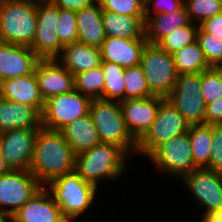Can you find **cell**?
Here are the masks:
<instances>
[{
    "mask_svg": "<svg viewBox=\"0 0 222 222\" xmlns=\"http://www.w3.org/2000/svg\"><path fill=\"white\" fill-rule=\"evenodd\" d=\"M75 161L76 155L61 131L38 130L29 171L42 186L75 171Z\"/></svg>",
    "mask_w": 222,
    "mask_h": 222,
    "instance_id": "6da1fadb",
    "label": "cell"
},
{
    "mask_svg": "<svg viewBox=\"0 0 222 222\" xmlns=\"http://www.w3.org/2000/svg\"><path fill=\"white\" fill-rule=\"evenodd\" d=\"M129 154L120 146L101 142L76 155L75 172L98 190L102 180H118L127 169Z\"/></svg>",
    "mask_w": 222,
    "mask_h": 222,
    "instance_id": "7a4b0ae2",
    "label": "cell"
},
{
    "mask_svg": "<svg viewBox=\"0 0 222 222\" xmlns=\"http://www.w3.org/2000/svg\"><path fill=\"white\" fill-rule=\"evenodd\" d=\"M45 187L68 222H77L76 218L90 210L98 198L96 197L98 189L84 181L75 171L55 178Z\"/></svg>",
    "mask_w": 222,
    "mask_h": 222,
    "instance_id": "3957f363",
    "label": "cell"
},
{
    "mask_svg": "<svg viewBox=\"0 0 222 222\" xmlns=\"http://www.w3.org/2000/svg\"><path fill=\"white\" fill-rule=\"evenodd\" d=\"M37 26V0H0V41L30 46Z\"/></svg>",
    "mask_w": 222,
    "mask_h": 222,
    "instance_id": "277c9868",
    "label": "cell"
},
{
    "mask_svg": "<svg viewBox=\"0 0 222 222\" xmlns=\"http://www.w3.org/2000/svg\"><path fill=\"white\" fill-rule=\"evenodd\" d=\"M89 114L101 142L116 144L131 156L136 154L137 141L126 127L119 101L92 99Z\"/></svg>",
    "mask_w": 222,
    "mask_h": 222,
    "instance_id": "5b68a950",
    "label": "cell"
},
{
    "mask_svg": "<svg viewBox=\"0 0 222 222\" xmlns=\"http://www.w3.org/2000/svg\"><path fill=\"white\" fill-rule=\"evenodd\" d=\"M140 65L150 93L166 99L171 94L178 77L173 55L157 45L147 44L143 49Z\"/></svg>",
    "mask_w": 222,
    "mask_h": 222,
    "instance_id": "8992f818",
    "label": "cell"
},
{
    "mask_svg": "<svg viewBox=\"0 0 222 222\" xmlns=\"http://www.w3.org/2000/svg\"><path fill=\"white\" fill-rule=\"evenodd\" d=\"M162 171L181 180L197 167L194 165L188 131L158 145L147 157Z\"/></svg>",
    "mask_w": 222,
    "mask_h": 222,
    "instance_id": "52a82bcc",
    "label": "cell"
},
{
    "mask_svg": "<svg viewBox=\"0 0 222 222\" xmlns=\"http://www.w3.org/2000/svg\"><path fill=\"white\" fill-rule=\"evenodd\" d=\"M189 124L180 112L165 99L147 132L137 141L136 155L145 158L160 144L187 132Z\"/></svg>",
    "mask_w": 222,
    "mask_h": 222,
    "instance_id": "ba28073f",
    "label": "cell"
},
{
    "mask_svg": "<svg viewBox=\"0 0 222 222\" xmlns=\"http://www.w3.org/2000/svg\"><path fill=\"white\" fill-rule=\"evenodd\" d=\"M166 99L189 125L205 123L206 104L201 87V73L179 74Z\"/></svg>",
    "mask_w": 222,
    "mask_h": 222,
    "instance_id": "9c48e42d",
    "label": "cell"
},
{
    "mask_svg": "<svg viewBox=\"0 0 222 222\" xmlns=\"http://www.w3.org/2000/svg\"><path fill=\"white\" fill-rule=\"evenodd\" d=\"M91 100L75 89L47 99L42 111V127L60 131L68 123L88 115Z\"/></svg>",
    "mask_w": 222,
    "mask_h": 222,
    "instance_id": "30bf717a",
    "label": "cell"
},
{
    "mask_svg": "<svg viewBox=\"0 0 222 222\" xmlns=\"http://www.w3.org/2000/svg\"><path fill=\"white\" fill-rule=\"evenodd\" d=\"M181 182L203 209L201 219L222 212V173L197 168L185 175Z\"/></svg>",
    "mask_w": 222,
    "mask_h": 222,
    "instance_id": "8fae6325",
    "label": "cell"
},
{
    "mask_svg": "<svg viewBox=\"0 0 222 222\" xmlns=\"http://www.w3.org/2000/svg\"><path fill=\"white\" fill-rule=\"evenodd\" d=\"M59 7L49 0H37L36 33L30 49L40 59H56L64 47L57 35Z\"/></svg>",
    "mask_w": 222,
    "mask_h": 222,
    "instance_id": "7c38bea8",
    "label": "cell"
},
{
    "mask_svg": "<svg viewBox=\"0 0 222 222\" xmlns=\"http://www.w3.org/2000/svg\"><path fill=\"white\" fill-rule=\"evenodd\" d=\"M41 187L29 170L12 169L0 175V210L10 218Z\"/></svg>",
    "mask_w": 222,
    "mask_h": 222,
    "instance_id": "4fadbf2b",
    "label": "cell"
},
{
    "mask_svg": "<svg viewBox=\"0 0 222 222\" xmlns=\"http://www.w3.org/2000/svg\"><path fill=\"white\" fill-rule=\"evenodd\" d=\"M40 128L12 129L0 134V154L13 170H29Z\"/></svg>",
    "mask_w": 222,
    "mask_h": 222,
    "instance_id": "5bb4252c",
    "label": "cell"
},
{
    "mask_svg": "<svg viewBox=\"0 0 222 222\" xmlns=\"http://www.w3.org/2000/svg\"><path fill=\"white\" fill-rule=\"evenodd\" d=\"M164 100L165 98L159 96H151L120 101L126 127L136 141L150 128L156 118L159 106Z\"/></svg>",
    "mask_w": 222,
    "mask_h": 222,
    "instance_id": "9a60e30c",
    "label": "cell"
},
{
    "mask_svg": "<svg viewBox=\"0 0 222 222\" xmlns=\"http://www.w3.org/2000/svg\"><path fill=\"white\" fill-rule=\"evenodd\" d=\"M34 72L44 101L74 89V75L56 59H40Z\"/></svg>",
    "mask_w": 222,
    "mask_h": 222,
    "instance_id": "2e32d148",
    "label": "cell"
},
{
    "mask_svg": "<svg viewBox=\"0 0 222 222\" xmlns=\"http://www.w3.org/2000/svg\"><path fill=\"white\" fill-rule=\"evenodd\" d=\"M39 60L29 46L0 41V82L34 73Z\"/></svg>",
    "mask_w": 222,
    "mask_h": 222,
    "instance_id": "e0dca14e",
    "label": "cell"
},
{
    "mask_svg": "<svg viewBox=\"0 0 222 222\" xmlns=\"http://www.w3.org/2000/svg\"><path fill=\"white\" fill-rule=\"evenodd\" d=\"M10 218L14 222H68L45 186H42Z\"/></svg>",
    "mask_w": 222,
    "mask_h": 222,
    "instance_id": "ac0fdd59",
    "label": "cell"
},
{
    "mask_svg": "<svg viewBox=\"0 0 222 222\" xmlns=\"http://www.w3.org/2000/svg\"><path fill=\"white\" fill-rule=\"evenodd\" d=\"M147 40L106 37L99 47L101 61L114 62L124 68L140 65Z\"/></svg>",
    "mask_w": 222,
    "mask_h": 222,
    "instance_id": "d6986e66",
    "label": "cell"
},
{
    "mask_svg": "<svg viewBox=\"0 0 222 222\" xmlns=\"http://www.w3.org/2000/svg\"><path fill=\"white\" fill-rule=\"evenodd\" d=\"M41 127L42 114L35 107L0 99V134L16 128Z\"/></svg>",
    "mask_w": 222,
    "mask_h": 222,
    "instance_id": "ffe728a7",
    "label": "cell"
},
{
    "mask_svg": "<svg viewBox=\"0 0 222 222\" xmlns=\"http://www.w3.org/2000/svg\"><path fill=\"white\" fill-rule=\"evenodd\" d=\"M0 85L2 98L35 107L42 114L45 101L40 94L35 72L1 81Z\"/></svg>",
    "mask_w": 222,
    "mask_h": 222,
    "instance_id": "44dd1931",
    "label": "cell"
},
{
    "mask_svg": "<svg viewBox=\"0 0 222 222\" xmlns=\"http://www.w3.org/2000/svg\"><path fill=\"white\" fill-rule=\"evenodd\" d=\"M56 60L71 74L76 75L99 67L101 52L99 47L75 42L64 45Z\"/></svg>",
    "mask_w": 222,
    "mask_h": 222,
    "instance_id": "7402d4cb",
    "label": "cell"
},
{
    "mask_svg": "<svg viewBox=\"0 0 222 222\" xmlns=\"http://www.w3.org/2000/svg\"><path fill=\"white\" fill-rule=\"evenodd\" d=\"M99 2L76 11L77 42L100 47L106 39Z\"/></svg>",
    "mask_w": 222,
    "mask_h": 222,
    "instance_id": "603a6c76",
    "label": "cell"
},
{
    "mask_svg": "<svg viewBox=\"0 0 222 222\" xmlns=\"http://www.w3.org/2000/svg\"><path fill=\"white\" fill-rule=\"evenodd\" d=\"M102 21L106 37L146 40L145 16L121 15L103 10Z\"/></svg>",
    "mask_w": 222,
    "mask_h": 222,
    "instance_id": "cb8c5ba5",
    "label": "cell"
},
{
    "mask_svg": "<svg viewBox=\"0 0 222 222\" xmlns=\"http://www.w3.org/2000/svg\"><path fill=\"white\" fill-rule=\"evenodd\" d=\"M191 23L189 14L183 5L172 13H159L145 20V38L148 44L156 45L162 38L179 27Z\"/></svg>",
    "mask_w": 222,
    "mask_h": 222,
    "instance_id": "d4e9b609",
    "label": "cell"
},
{
    "mask_svg": "<svg viewBox=\"0 0 222 222\" xmlns=\"http://www.w3.org/2000/svg\"><path fill=\"white\" fill-rule=\"evenodd\" d=\"M60 131L75 155L86 152L101 143L90 114L68 123Z\"/></svg>",
    "mask_w": 222,
    "mask_h": 222,
    "instance_id": "484cf974",
    "label": "cell"
},
{
    "mask_svg": "<svg viewBox=\"0 0 222 222\" xmlns=\"http://www.w3.org/2000/svg\"><path fill=\"white\" fill-rule=\"evenodd\" d=\"M188 136L194 165L197 168H207L212 146V125L205 123L189 125Z\"/></svg>",
    "mask_w": 222,
    "mask_h": 222,
    "instance_id": "4316f807",
    "label": "cell"
},
{
    "mask_svg": "<svg viewBox=\"0 0 222 222\" xmlns=\"http://www.w3.org/2000/svg\"><path fill=\"white\" fill-rule=\"evenodd\" d=\"M177 74L201 73L212 67L197 40L172 54Z\"/></svg>",
    "mask_w": 222,
    "mask_h": 222,
    "instance_id": "83f0119b",
    "label": "cell"
},
{
    "mask_svg": "<svg viewBox=\"0 0 222 222\" xmlns=\"http://www.w3.org/2000/svg\"><path fill=\"white\" fill-rule=\"evenodd\" d=\"M105 75L103 99L121 101L125 99L124 67L109 61H101Z\"/></svg>",
    "mask_w": 222,
    "mask_h": 222,
    "instance_id": "f1b7e54d",
    "label": "cell"
},
{
    "mask_svg": "<svg viewBox=\"0 0 222 222\" xmlns=\"http://www.w3.org/2000/svg\"><path fill=\"white\" fill-rule=\"evenodd\" d=\"M105 75L101 65L74 75V89L90 99H103Z\"/></svg>",
    "mask_w": 222,
    "mask_h": 222,
    "instance_id": "f546056e",
    "label": "cell"
},
{
    "mask_svg": "<svg viewBox=\"0 0 222 222\" xmlns=\"http://www.w3.org/2000/svg\"><path fill=\"white\" fill-rule=\"evenodd\" d=\"M198 28L199 25L191 22L186 26L179 27L172 31L170 34L162 38L156 45L169 54H173L197 40Z\"/></svg>",
    "mask_w": 222,
    "mask_h": 222,
    "instance_id": "4dcf8cb0",
    "label": "cell"
},
{
    "mask_svg": "<svg viewBox=\"0 0 222 222\" xmlns=\"http://www.w3.org/2000/svg\"><path fill=\"white\" fill-rule=\"evenodd\" d=\"M125 99H141L153 96L141 65L124 68Z\"/></svg>",
    "mask_w": 222,
    "mask_h": 222,
    "instance_id": "1f68e13d",
    "label": "cell"
},
{
    "mask_svg": "<svg viewBox=\"0 0 222 222\" xmlns=\"http://www.w3.org/2000/svg\"><path fill=\"white\" fill-rule=\"evenodd\" d=\"M184 6L191 22L197 25L222 12V0H184Z\"/></svg>",
    "mask_w": 222,
    "mask_h": 222,
    "instance_id": "d6a6232c",
    "label": "cell"
},
{
    "mask_svg": "<svg viewBox=\"0 0 222 222\" xmlns=\"http://www.w3.org/2000/svg\"><path fill=\"white\" fill-rule=\"evenodd\" d=\"M76 22V11L59 8V19L56 32L63 46L77 42L78 28Z\"/></svg>",
    "mask_w": 222,
    "mask_h": 222,
    "instance_id": "836d02e7",
    "label": "cell"
},
{
    "mask_svg": "<svg viewBox=\"0 0 222 222\" xmlns=\"http://www.w3.org/2000/svg\"><path fill=\"white\" fill-rule=\"evenodd\" d=\"M197 42L204 52L208 64L213 67L222 61V40L215 35L203 31L200 27L197 31Z\"/></svg>",
    "mask_w": 222,
    "mask_h": 222,
    "instance_id": "e575fe53",
    "label": "cell"
},
{
    "mask_svg": "<svg viewBox=\"0 0 222 222\" xmlns=\"http://www.w3.org/2000/svg\"><path fill=\"white\" fill-rule=\"evenodd\" d=\"M102 10L121 15L145 16V0H100Z\"/></svg>",
    "mask_w": 222,
    "mask_h": 222,
    "instance_id": "d590c367",
    "label": "cell"
},
{
    "mask_svg": "<svg viewBox=\"0 0 222 222\" xmlns=\"http://www.w3.org/2000/svg\"><path fill=\"white\" fill-rule=\"evenodd\" d=\"M201 87L205 104L222 97V80L213 68L201 72Z\"/></svg>",
    "mask_w": 222,
    "mask_h": 222,
    "instance_id": "8d00e7d4",
    "label": "cell"
},
{
    "mask_svg": "<svg viewBox=\"0 0 222 222\" xmlns=\"http://www.w3.org/2000/svg\"><path fill=\"white\" fill-rule=\"evenodd\" d=\"M212 146L207 169L222 173V124L212 125Z\"/></svg>",
    "mask_w": 222,
    "mask_h": 222,
    "instance_id": "74e56055",
    "label": "cell"
},
{
    "mask_svg": "<svg viewBox=\"0 0 222 222\" xmlns=\"http://www.w3.org/2000/svg\"><path fill=\"white\" fill-rule=\"evenodd\" d=\"M145 20L159 13H172L184 5V0H145Z\"/></svg>",
    "mask_w": 222,
    "mask_h": 222,
    "instance_id": "f35d334b",
    "label": "cell"
},
{
    "mask_svg": "<svg viewBox=\"0 0 222 222\" xmlns=\"http://www.w3.org/2000/svg\"><path fill=\"white\" fill-rule=\"evenodd\" d=\"M205 124H222V97L206 104Z\"/></svg>",
    "mask_w": 222,
    "mask_h": 222,
    "instance_id": "ab89813d",
    "label": "cell"
},
{
    "mask_svg": "<svg viewBox=\"0 0 222 222\" xmlns=\"http://www.w3.org/2000/svg\"><path fill=\"white\" fill-rule=\"evenodd\" d=\"M199 27L222 40V12L204 20Z\"/></svg>",
    "mask_w": 222,
    "mask_h": 222,
    "instance_id": "60d3db41",
    "label": "cell"
},
{
    "mask_svg": "<svg viewBox=\"0 0 222 222\" xmlns=\"http://www.w3.org/2000/svg\"><path fill=\"white\" fill-rule=\"evenodd\" d=\"M52 4L62 9L73 11L81 10L87 6L95 4L96 0H49Z\"/></svg>",
    "mask_w": 222,
    "mask_h": 222,
    "instance_id": "b9f144b4",
    "label": "cell"
},
{
    "mask_svg": "<svg viewBox=\"0 0 222 222\" xmlns=\"http://www.w3.org/2000/svg\"><path fill=\"white\" fill-rule=\"evenodd\" d=\"M12 169L6 163V160L0 154V175L10 172Z\"/></svg>",
    "mask_w": 222,
    "mask_h": 222,
    "instance_id": "7bdbcfd3",
    "label": "cell"
},
{
    "mask_svg": "<svg viewBox=\"0 0 222 222\" xmlns=\"http://www.w3.org/2000/svg\"><path fill=\"white\" fill-rule=\"evenodd\" d=\"M204 222H222V212L202 219Z\"/></svg>",
    "mask_w": 222,
    "mask_h": 222,
    "instance_id": "ee69618b",
    "label": "cell"
},
{
    "mask_svg": "<svg viewBox=\"0 0 222 222\" xmlns=\"http://www.w3.org/2000/svg\"><path fill=\"white\" fill-rule=\"evenodd\" d=\"M212 68L222 80V61L217 62Z\"/></svg>",
    "mask_w": 222,
    "mask_h": 222,
    "instance_id": "f6af8a7d",
    "label": "cell"
},
{
    "mask_svg": "<svg viewBox=\"0 0 222 222\" xmlns=\"http://www.w3.org/2000/svg\"><path fill=\"white\" fill-rule=\"evenodd\" d=\"M9 219V217L3 212L0 210V222H7Z\"/></svg>",
    "mask_w": 222,
    "mask_h": 222,
    "instance_id": "bcb514c9",
    "label": "cell"
},
{
    "mask_svg": "<svg viewBox=\"0 0 222 222\" xmlns=\"http://www.w3.org/2000/svg\"><path fill=\"white\" fill-rule=\"evenodd\" d=\"M7 222H14V221L11 218H9Z\"/></svg>",
    "mask_w": 222,
    "mask_h": 222,
    "instance_id": "7dc6e473",
    "label": "cell"
},
{
    "mask_svg": "<svg viewBox=\"0 0 222 222\" xmlns=\"http://www.w3.org/2000/svg\"><path fill=\"white\" fill-rule=\"evenodd\" d=\"M2 98V96H1V85H0V99Z\"/></svg>",
    "mask_w": 222,
    "mask_h": 222,
    "instance_id": "c3c4849f",
    "label": "cell"
}]
</instances>
